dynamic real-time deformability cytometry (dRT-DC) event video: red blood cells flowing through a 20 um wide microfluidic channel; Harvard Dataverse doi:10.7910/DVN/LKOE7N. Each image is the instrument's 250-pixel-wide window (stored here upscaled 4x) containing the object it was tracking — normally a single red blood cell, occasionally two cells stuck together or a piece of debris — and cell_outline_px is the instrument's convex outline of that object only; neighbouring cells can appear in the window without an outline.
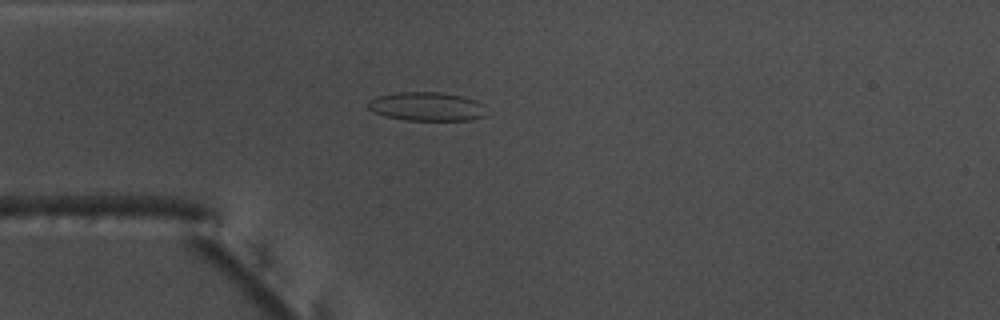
{"species": "common noctule bat (a hibernating species)", "species_latin": "Nyctalus noctula", "temperature_condition": "warm", "stored_images_in_passage": 40, "camera_frame_rate_fps": 3000, "um_per_image_px": 0.085, "animal": {"sex": "male", "body_mass_g": 17.5, "forearm_length_mm": 52.3}, "frame": {"image": 1, "passage_image": 1, "time_ms": 0.0, "image_size_px": [1000, 320], "cell_outline_px": [[484, 116], [468, 120], [404, 120], [384, 116], [372, 112], [368, 108], [368, 100], [376, 96], [396, 92], [440, 92], [460, 96], [476, 100], [484, 104]], "centroid_in_image_um": [36.22, 9.05], "position_along_channel_um": 48.8, "area_um2": 19.94}}
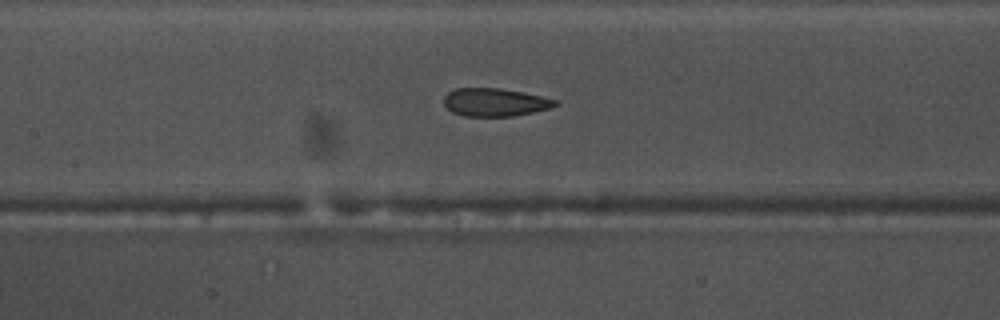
{"frame": {"image": 2, "passage_image": 11, "time_ms": 3.333, "image_size_px": [1000, 320], "cell_outline_px": [[560, 104], [552, 108], [512, 116], [464, 116], [452, 112], [444, 104], [444, 96], [448, 92], [456, 88], [500, 88], [540, 96], [556, 100]], "centroid_in_image_um": [42.06, 8.69], "position_along_channel_um": 165.3, "area_um2": 18.09}}
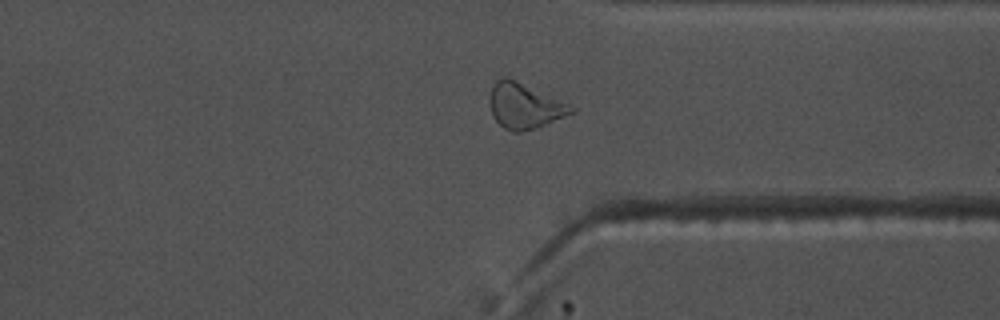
{"frame": {"image": 3, "passage_image": 27, "time_ms": 8.667, "image_size_px": [1000, 320], "cell_outline_px": [[576, 112], [536, 128], [520, 132], [512, 132], [504, 128], [492, 116], [492, 88], [496, 80], [504, 76], [508, 76], [568, 104], [576, 108]], "centroid_in_image_um": [44.61, 9.01], "position_along_channel_um": 366.8, "area_um2": 21.15}, "authors_computed_cell_mechanics": {"area_um2": 19.4208, "velocity_mm_per_s": 3.8058, "shape_relaxation_time_tau1_ms": null, "shape_relaxation_time_tau2_ms": 2.1801, "deformation_change_tau1": null, "deformation_change_tau2": 0.0983}}